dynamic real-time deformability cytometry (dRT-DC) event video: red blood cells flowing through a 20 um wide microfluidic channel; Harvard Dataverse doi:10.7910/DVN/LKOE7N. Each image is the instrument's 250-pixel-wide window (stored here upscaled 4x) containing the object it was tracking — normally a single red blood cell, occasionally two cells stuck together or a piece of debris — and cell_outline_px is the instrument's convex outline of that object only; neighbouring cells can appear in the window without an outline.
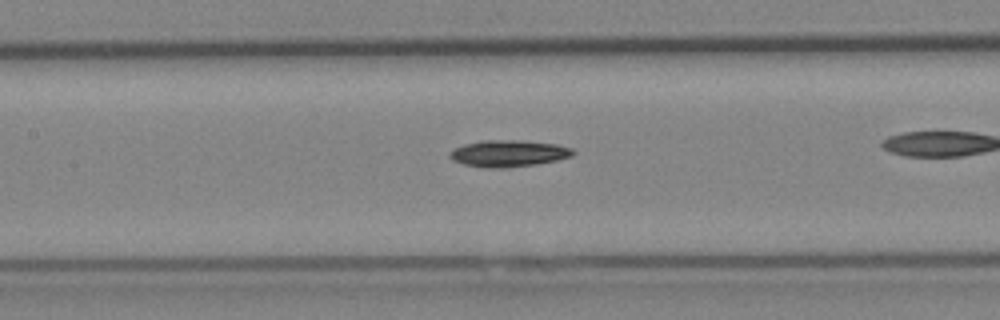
{"species": "Egyptian fruit bat (a non-hibernating species)", "species_latin": "Rousettus aegyptiacus", "temperature_condition": "cold", "stored_images_in_passage": 25, "camera_frame_rate_fps": 3000, "um_per_image_px": 0.085, "animal": {"sex": "female"}, "frame": {"image": 1, "passage_image": 8, "time_ms": 2.333, "image_size_px": [1000, 320], "cell_outline_px": [[576, 152], [572, 156], [556, 160], [536, 164], [508, 168], [484, 168], [464, 164], [452, 160], [448, 156], [452, 148], [464, 144], [484, 140], [520, 140], [556, 144], [572, 148]], "centroid_in_image_um": [43.2, 13.04], "position_along_channel_um": 164.2, "area_um2": 19.31}}
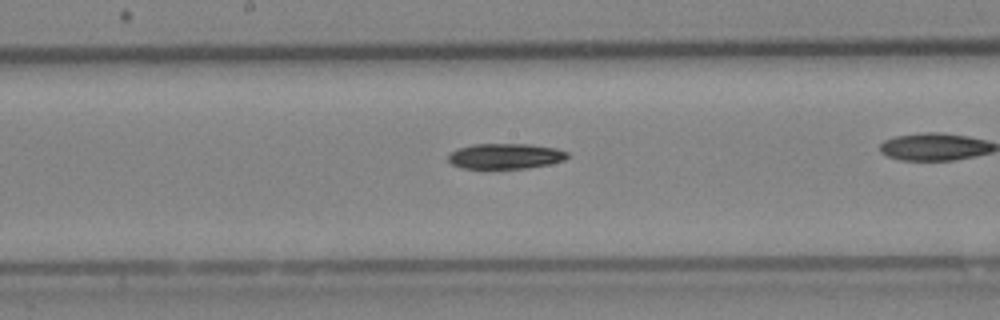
{"frame": {"image": 2, "passage_image": 11, "time_ms": 3.333, "image_size_px": [1000, 320], "cell_outline_px": [[568, 156], [564, 160], [548, 164], [528, 168], [460, 168], [452, 164], [448, 160], [448, 156], [452, 152], [460, 148], [472, 144], [532, 144], [556, 148], [568, 152]], "centroid_in_image_um": [42.97, 13.27], "position_along_channel_um": 205.2, "area_um2": 17.57}}